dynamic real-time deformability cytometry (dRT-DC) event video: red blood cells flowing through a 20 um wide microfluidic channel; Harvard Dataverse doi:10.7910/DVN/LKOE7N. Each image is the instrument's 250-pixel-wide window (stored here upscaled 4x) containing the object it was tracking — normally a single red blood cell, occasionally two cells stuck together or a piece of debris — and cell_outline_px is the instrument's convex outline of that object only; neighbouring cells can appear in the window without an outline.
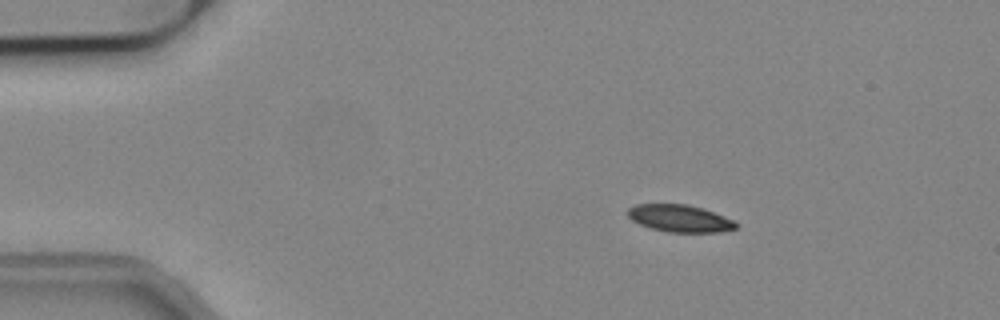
{"species": "common noctule bat (a hibernating species)", "species_latin": "Nyctalus noctula", "temperature_condition": "cold", "stored_images_in_passage": 45, "camera_frame_rate_fps": 3000, "um_per_image_px": 0.085, "animal": {"sex": "male", "body_mass_g": 19.2, "forearm_length_mm": 51.8}, "frame": {"image": 1, "passage_image": 1, "time_ms": 0.0, "image_size_px": [1000, 320], "cell_outline_px": [[740, 224], [736, 228], [720, 232], [668, 232], [652, 228], [640, 224], [632, 220], [624, 212], [628, 208], [636, 204], [688, 204], [704, 208], [724, 216]], "centroid_in_image_um": [57.77, 18.55], "position_along_channel_um": 27.2, "area_um2": 17.28}}
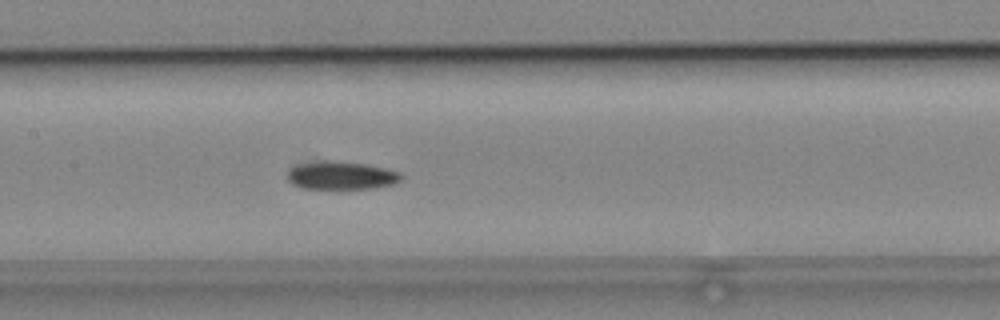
{"frame": {"image": 2, "passage_image": 18, "time_ms": 5.667, "image_size_px": [1000, 320], "cell_outline_px": [[404, 176], [400, 180], [392, 184], [368, 188], [304, 188], [292, 184], [288, 180], [288, 172], [296, 164], [324, 160], [332, 160], [364, 164], [384, 168], [400, 172]], "centroid_in_image_um": [28.99, 14.9], "position_along_channel_um": 178.4, "area_um2": 18.38}}
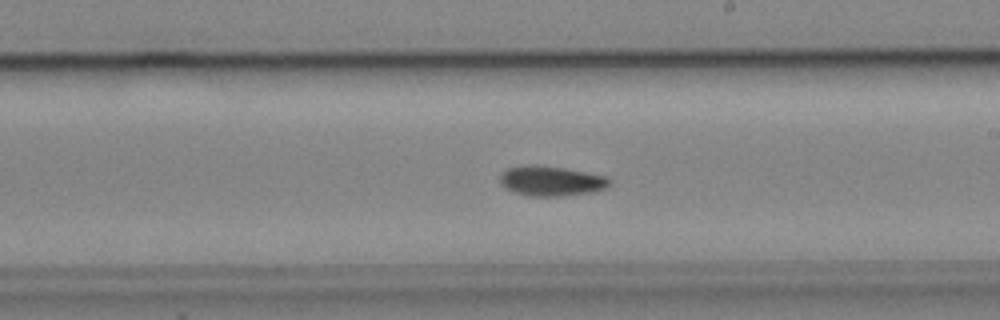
{"frame": {"image": 3, "passage_image": 23, "time_ms": 7.333, "image_size_px": [1000, 320], "cell_outline_px": [[612, 184], [604, 188], [592, 192], [560, 196], [532, 196], [516, 192], [508, 188], [500, 180], [500, 176], [508, 168], [532, 164], [536, 164], [564, 168], [608, 176], [612, 180]], "centroid_in_image_um": [46.93, 15.37], "position_along_channel_um": 242.1, "area_um2": 18.9}, "authors_computed_cell_mechanics": {"area_um2": 18.2648, "velocity_mm_per_s": 3.8347, "shape_relaxation_time_tau1_ms": 10.1437, "shape_relaxation_time_tau2_ms": null, "deformation_change_tau1": 0.164, "deformation_change_tau2": null}}